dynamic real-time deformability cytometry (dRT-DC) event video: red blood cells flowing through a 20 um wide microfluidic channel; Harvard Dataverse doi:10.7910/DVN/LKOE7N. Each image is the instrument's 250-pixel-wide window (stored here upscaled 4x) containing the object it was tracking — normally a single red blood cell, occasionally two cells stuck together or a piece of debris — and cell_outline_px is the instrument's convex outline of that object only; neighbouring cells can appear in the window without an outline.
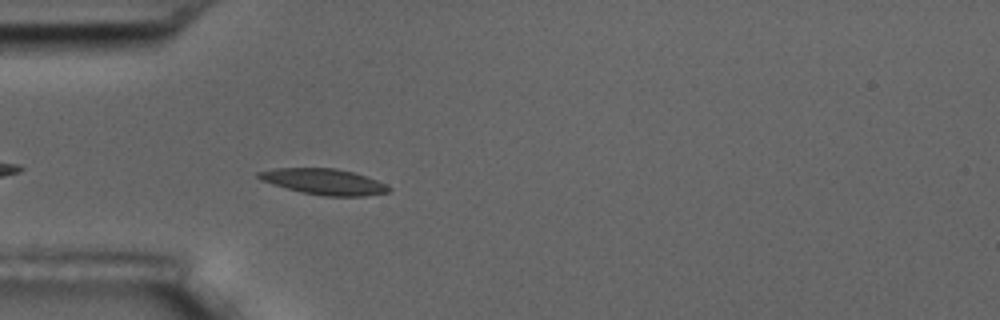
{"species": "common noctule bat (a hibernating species)", "species_latin": "Nyctalus noctula", "temperature_condition": "room temperature", "stored_images_in_passage": 6, "camera_frame_rate_fps": 3000, "um_per_image_px": 0.085, "animal": {"sex": "male", "body_mass_g": 17.5, "forearm_length_mm": 52.3}, "frame": {"image": 1, "passage_image": 6, "time_ms": 5.667, "image_size_px": [1000, 320], "cell_outline_px": [[392, 188], [388, 192], [364, 196], [324, 196], [300, 192], [272, 184], [260, 180], [256, 176], [256, 172], [276, 168], [336, 168], [352, 172], [388, 184]], "centroid_in_image_um": [27.51, 15.44], "position_along_channel_um": 57.5, "area_um2": 19.65}}